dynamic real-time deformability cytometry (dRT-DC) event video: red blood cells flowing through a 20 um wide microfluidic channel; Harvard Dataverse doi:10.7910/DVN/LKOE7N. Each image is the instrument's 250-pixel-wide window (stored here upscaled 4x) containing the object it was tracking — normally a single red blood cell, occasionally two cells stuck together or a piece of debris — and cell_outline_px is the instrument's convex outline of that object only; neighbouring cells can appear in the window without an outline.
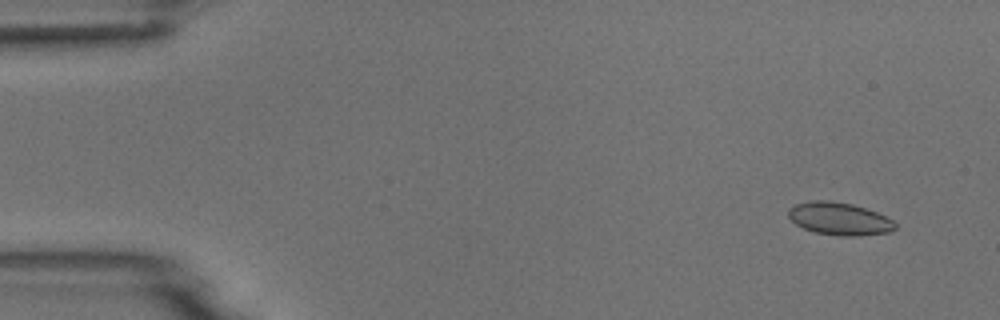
{"species": "common noctule bat (a hibernating species)", "species_latin": "Nyctalus noctula", "temperature_condition": "room temperature", "stored_images_in_passage": 7, "camera_frame_rate_fps": 3000, "um_per_image_px": 0.085, "animal": {"sex": "male", "body_mass_g": 18.8}, "frame": {"image": 1, "passage_image": 2, "time_ms": 1.0, "image_size_px": [1000, 320], "cell_outline_px": [[896, 228], [892, 232], [860, 236], [836, 236], [816, 232], [804, 228], [796, 224], [788, 216], [788, 208], [796, 204], [812, 200], [828, 200], [852, 204], [876, 212], [892, 220], [896, 224]], "centroid_in_image_um": [71.35, 18.6], "position_along_channel_um": 13.7, "area_um2": 20.35}}
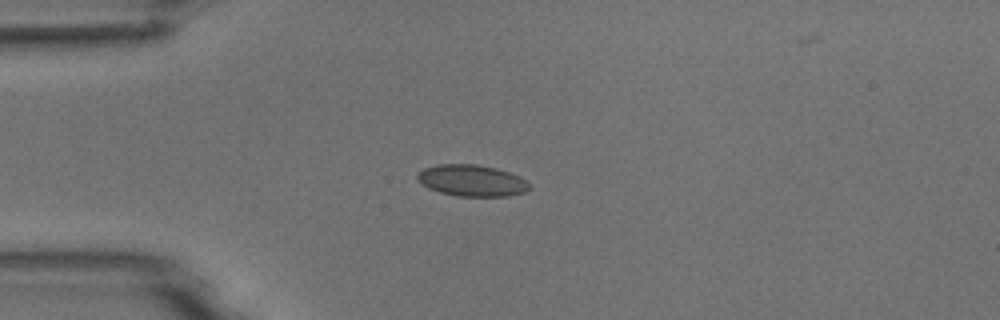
{"frame": {"image": 2, "passage_image": 4, "time_ms": 4.333, "image_size_px": [1000, 320], "cell_outline_px": [[532, 188], [524, 192], [508, 196], [460, 196], [440, 192], [428, 188], [416, 176], [424, 168], [440, 164], [476, 164], [496, 168], [520, 176], [528, 180]], "centroid_in_image_um": [40.17, 15.34], "position_along_channel_um": 44.8, "area_um2": 20.46}}
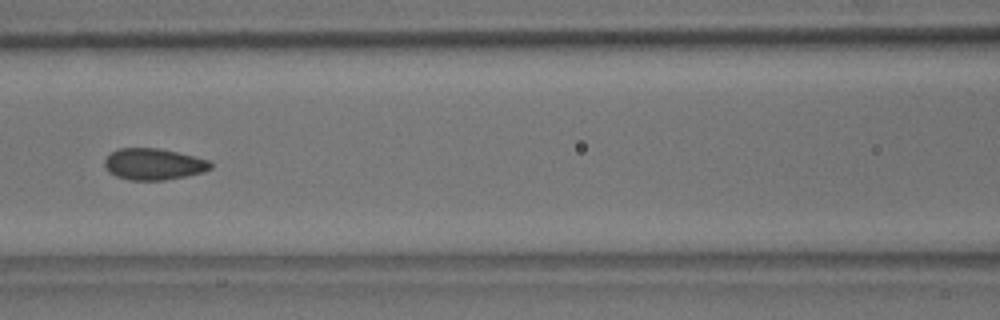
{"frame": {"image": 3, "passage_image": 7, "time_ms": 7.667, "image_size_px": [1000, 320], "cell_outline_px": [[212, 168], [204, 172], [164, 180], [128, 180], [116, 176], [108, 172], [104, 168], [104, 160], [112, 152], [120, 148], [160, 148], [208, 160], [212, 164]], "centroid_in_image_um": [13.02, 13.96], "position_along_channel_um": 153.6, "area_um2": 19.36}}